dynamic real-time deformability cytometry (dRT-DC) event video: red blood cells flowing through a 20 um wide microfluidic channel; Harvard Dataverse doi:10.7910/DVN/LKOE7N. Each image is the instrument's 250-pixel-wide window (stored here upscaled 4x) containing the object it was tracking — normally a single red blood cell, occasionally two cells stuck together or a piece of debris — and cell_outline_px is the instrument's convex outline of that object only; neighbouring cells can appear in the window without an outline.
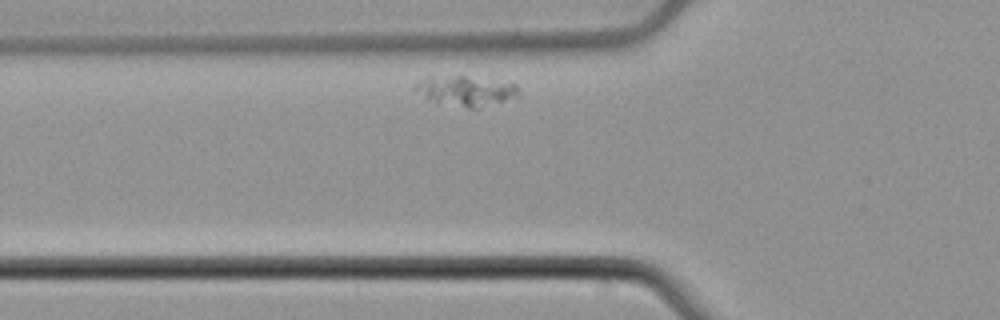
{"species": "common noctule bat (a hibernating species)", "species_latin": "Nyctalus noctula", "temperature_condition": "cold", "stored_images_in_passage": 35, "camera_frame_rate_fps": 3000, "um_per_image_px": 0.085, "animal": {"sex": "male", "body_mass_g": 21.5, "forearm_length_mm": 52.0}, "frame": {"image": 1, "passage_image": 7, "time_ms": 2.0, "image_size_px": [1000, 320], "cell_outline_px": [[520, 92], [504, 100], [480, 108], [468, 108], [424, 100], [412, 88], [416, 84], [428, 76], [464, 76], [516, 84]], "centroid_in_image_um": [39.48, 7.73], "position_along_channel_um": 86.3, "area_um2": 17.92}}
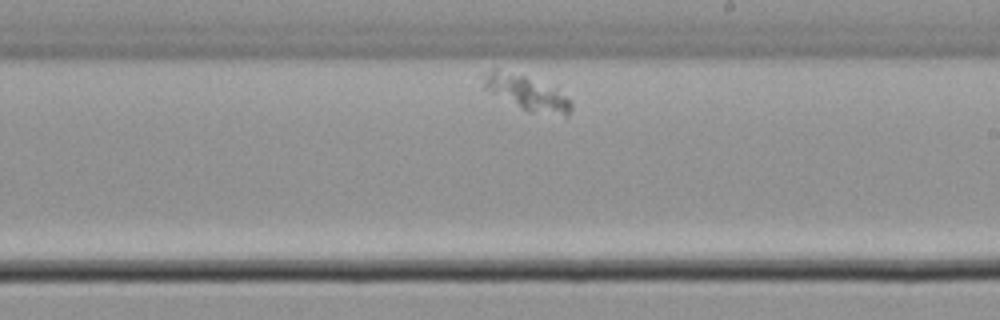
{"frame": {"image": 2, "passage_image": 22, "time_ms": 7.0, "image_size_px": [1000, 320], "cell_outline_px": [[572, 108], [568, 116], [564, 116], [528, 112], [520, 108], [484, 88], [476, 76], [492, 68], [496, 68], [524, 76], [556, 88], [572, 100]], "centroid_in_image_um": [44.72, 7.88], "position_along_channel_um": 244.3, "area_um2": 18.15}}
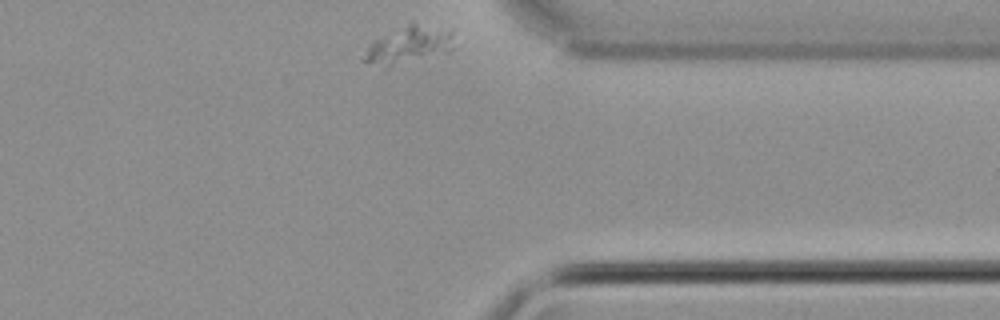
{"frame": {"image": 3, "passage_image": 35, "time_ms": 11.333, "image_size_px": [1000, 320], "cell_outline_px": [[460, 44], [452, 52], [388, 68], [384, 68], [360, 60], [368, 44], [372, 40], [412, 20], [452, 28]], "centroid_in_image_um": [34.87, 3.79], "position_along_channel_um": 376.5, "area_um2": 21.68}}